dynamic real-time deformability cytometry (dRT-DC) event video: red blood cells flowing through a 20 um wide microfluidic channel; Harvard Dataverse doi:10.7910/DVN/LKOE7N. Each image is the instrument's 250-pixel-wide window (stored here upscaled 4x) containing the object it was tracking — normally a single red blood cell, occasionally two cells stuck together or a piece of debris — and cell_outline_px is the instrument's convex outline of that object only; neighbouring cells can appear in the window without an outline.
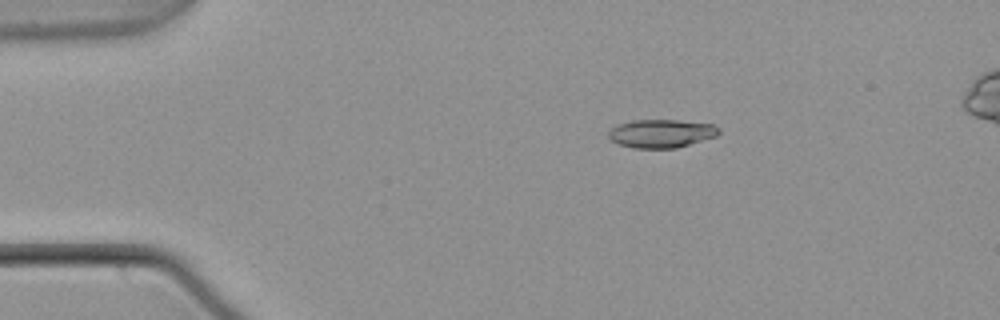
{"species": "common noctule bat (a hibernating species)", "species_latin": "Nyctalus noctula", "temperature_condition": "warm", "stored_images_in_passage": 55, "camera_frame_rate_fps": 3000, "um_per_image_px": 0.085, "animal": {"sex": "male", "body_mass_g": 21.5, "forearm_length_mm": 52.0}, "frame": {"image": 1, "passage_image": 10, "time_ms": 3.0, "image_size_px": [1000, 320], "cell_outline_px": [[720, 132], [716, 136], [676, 148], [632, 148], [620, 144], [612, 140], [608, 136], [608, 132], [616, 124], [632, 120], [676, 120], [712, 124], [720, 128]], "centroid_in_image_um": [56.2, 11.34], "position_along_channel_um": 28.8, "area_um2": 18.15}}
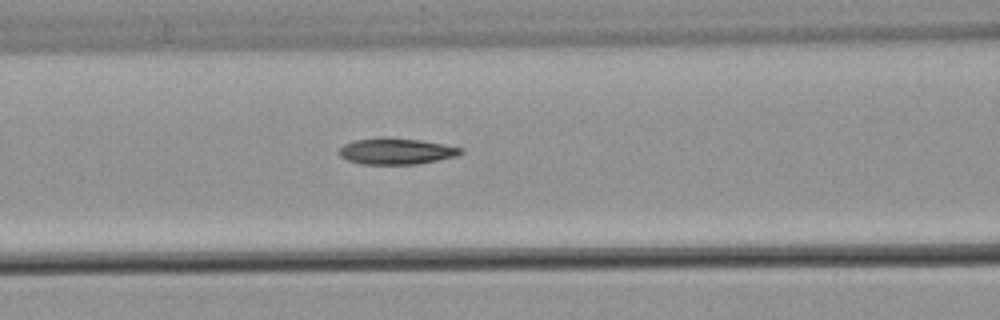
{"frame": {"image": 2, "passage_image": 23, "time_ms": 7.333, "image_size_px": [1000, 320], "cell_outline_px": [[464, 152], [456, 156], [416, 164], [360, 164], [348, 160], [340, 156], [336, 152], [344, 144], [352, 140], [380, 136], [384, 136], [420, 140], [444, 144], [460, 148]], "centroid_in_image_um": [33.61, 12.83], "position_along_channel_um": 133.0, "area_um2": 18.79}}
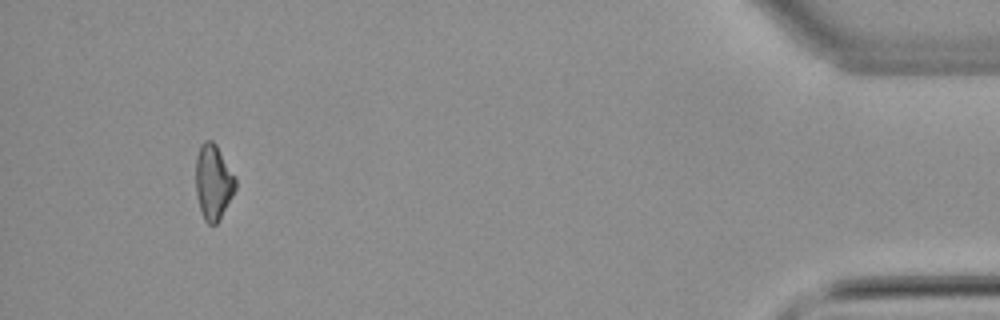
{"frame": {"image": 3, "passage_image": 51, "time_ms": 16.667, "image_size_px": [1000, 320], "cell_outline_px": [[236, 188], [220, 220], [216, 224], [208, 224], [204, 220], [200, 208], [196, 192], [196, 156], [200, 144], [204, 140], [212, 140], [216, 144], [236, 176]], "centroid_in_image_um": [18.14, 15.45], "position_along_channel_um": 417.1, "area_um2": 17.57}}